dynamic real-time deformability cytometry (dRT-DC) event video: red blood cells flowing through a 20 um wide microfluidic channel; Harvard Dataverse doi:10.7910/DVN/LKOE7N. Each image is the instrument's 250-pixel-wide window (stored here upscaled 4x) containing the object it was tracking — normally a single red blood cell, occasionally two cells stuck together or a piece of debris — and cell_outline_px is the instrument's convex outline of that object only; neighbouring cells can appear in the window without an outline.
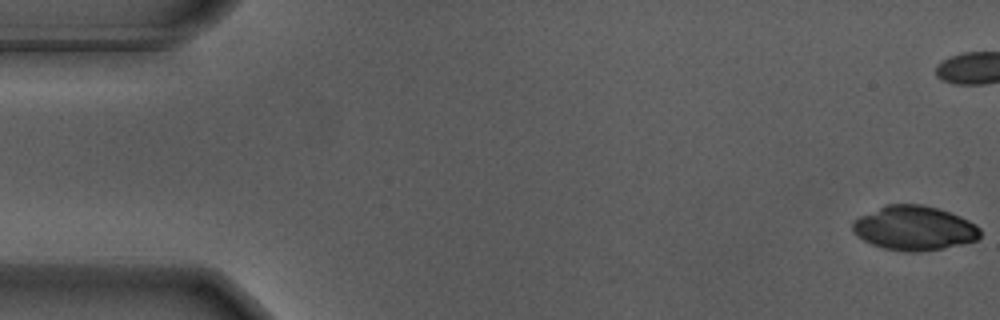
{"species": "Egyptian fruit bat (a non-hibernating species)", "species_latin": "Rousettus aegyptiacus", "temperature_condition": "warm", "stored_images_in_passage": 36, "camera_frame_rate_fps": 3000, "um_per_image_px": 0.085, "animal": {"sex": "male"}, "frame": {"image": 1, "passage_image": 1, "time_ms": 0.0, "image_size_px": [1000, 320], "cell_outline_px": [[980, 236], [976, 240], [944, 248], [920, 252], [904, 252], [884, 248], [872, 244], [856, 236], [852, 232], [852, 220], [860, 216], [888, 204], [920, 204], [936, 208], [960, 216], [976, 224], [980, 228]], "centroid_in_image_um": [77.69, 19.4], "position_along_channel_um": 7.3, "area_um2": 32.95}}